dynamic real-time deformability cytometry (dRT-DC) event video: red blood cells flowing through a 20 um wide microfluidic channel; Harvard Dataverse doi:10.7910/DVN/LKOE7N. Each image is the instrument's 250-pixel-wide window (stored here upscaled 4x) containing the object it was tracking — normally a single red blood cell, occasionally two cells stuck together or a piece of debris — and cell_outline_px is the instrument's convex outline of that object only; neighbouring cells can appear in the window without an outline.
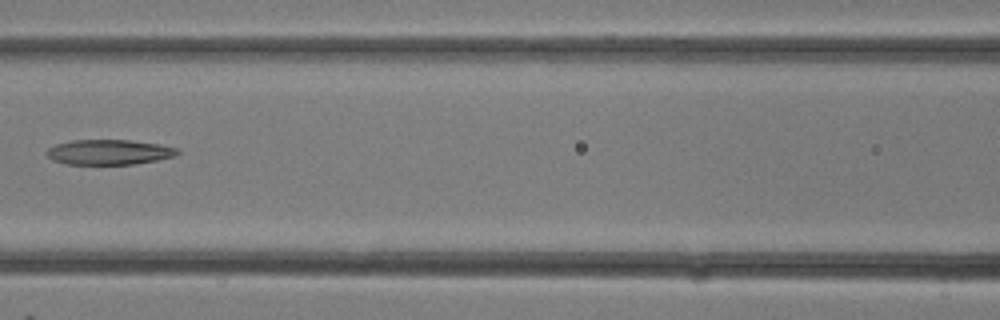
{"species": "common noctule bat (a hibernating species)", "species_latin": "Nyctalus noctula", "temperature_condition": "room temperature", "stored_images_in_passage": 11, "camera_frame_rate_fps": 3000, "um_per_image_px": 0.085, "animal": {"sex": "female"}, "frame": {"image": 1, "passage_image": 10, "time_ms": 3.0, "image_size_px": [1000, 320], "cell_outline_px": [[180, 152], [176, 156], [156, 160], [132, 164], [68, 164], [52, 160], [44, 152], [48, 148], [56, 144], [72, 140], [128, 140], [160, 144], [180, 148]], "centroid_in_image_um": [9.28, 12.92], "position_along_channel_um": 157.3, "area_um2": 19.19}}